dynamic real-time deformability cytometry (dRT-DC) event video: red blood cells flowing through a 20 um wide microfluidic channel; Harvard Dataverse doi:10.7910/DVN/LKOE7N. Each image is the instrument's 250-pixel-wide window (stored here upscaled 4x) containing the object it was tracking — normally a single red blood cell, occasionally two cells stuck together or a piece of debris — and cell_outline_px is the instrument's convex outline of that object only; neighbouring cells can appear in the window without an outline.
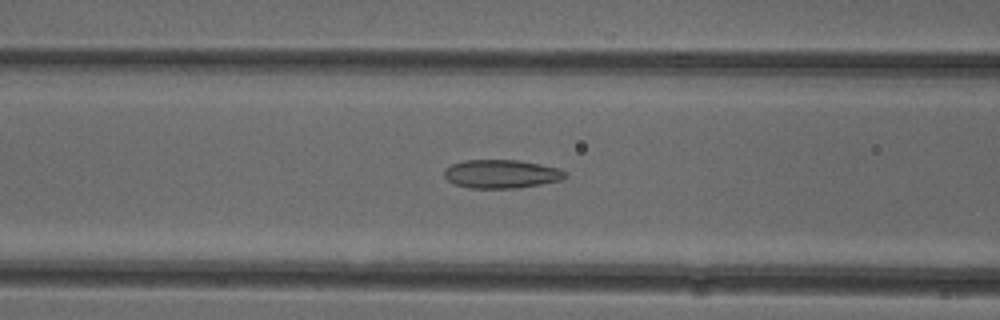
{"species": "common noctule bat (a hibernating species)", "species_latin": "Nyctalus noctula", "temperature_condition": "cold", "stored_images_in_passage": 52, "camera_frame_rate_fps": 3000, "um_per_image_px": 0.085, "animal": {"sex": "female"}, "frame": {"image": 1, "passage_image": 21, "time_ms": 6.667, "image_size_px": [1000, 320], "cell_outline_px": [[568, 176], [560, 180], [540, 184], [516, 188], [468, 188], [456, 184], [448, 180], [444, 176], [444, 168], [452, 164], [464, 160], [520, 160], [560, 168], [568, 172]], "centroid_in_image_um": [42.63, 14.78], "position_along_channel_um": 124.0, "area_um2": 20.23}}
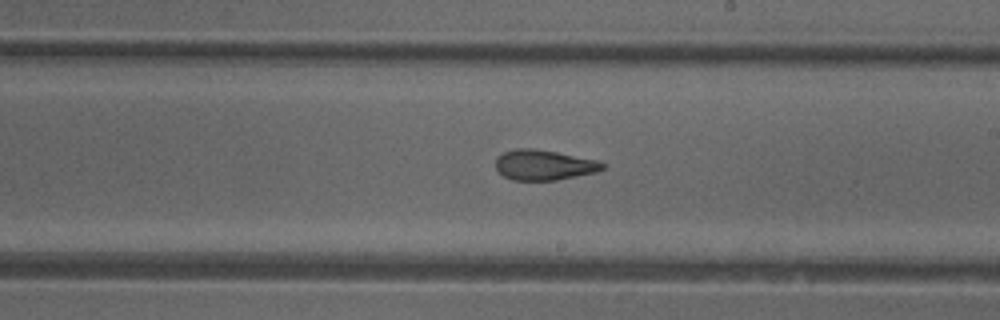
{"frame": {"image": 2, "passage_image": 30, "time_ms": 9.667, "image_size_px": [1000, 320], "cell_outline_px": [[604, 168], [596, 172], [556, 180], [512, 180], [504, 176], [496, 168], [496, 156], [504, 152], [516, 148], [532, 148], [556, 152], [600, 160], [604, 164]], "centroid_in_image_um": [46.23, 14.01], "position_along_channel_um": 242.8, "area_um2": 18.84}}
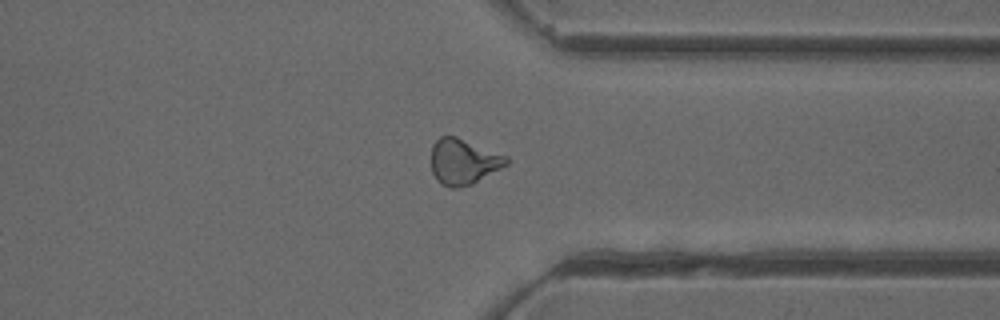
{"frame": {"image": 3, "passage_image": 40, "time_ms": 13.0, "image_size_px": [1000, 320], "cell_outline_px": [[508, 164], [472, 184], [456, 188], [452, 188], [440, 184], [432, 172], [432, 144], [440, 136], [456, 136], [508, 156]], "centroid_in_image_um": [39.39, 13.73], "position_along_channel_um": 372.0, "area_um2": 19.94}, "authors_computed_cell_mechanics": {"area_um2": 19.9988, "velocity_mm_per_s": 3.9553, "shape_relaxation_time_tau1_ms": 7.7669, "shape_relaxation_time_tau2_ms": 1.727, "deformation_change_tau1": 0.1926, "deformation_change_tau2": 0.0911}}